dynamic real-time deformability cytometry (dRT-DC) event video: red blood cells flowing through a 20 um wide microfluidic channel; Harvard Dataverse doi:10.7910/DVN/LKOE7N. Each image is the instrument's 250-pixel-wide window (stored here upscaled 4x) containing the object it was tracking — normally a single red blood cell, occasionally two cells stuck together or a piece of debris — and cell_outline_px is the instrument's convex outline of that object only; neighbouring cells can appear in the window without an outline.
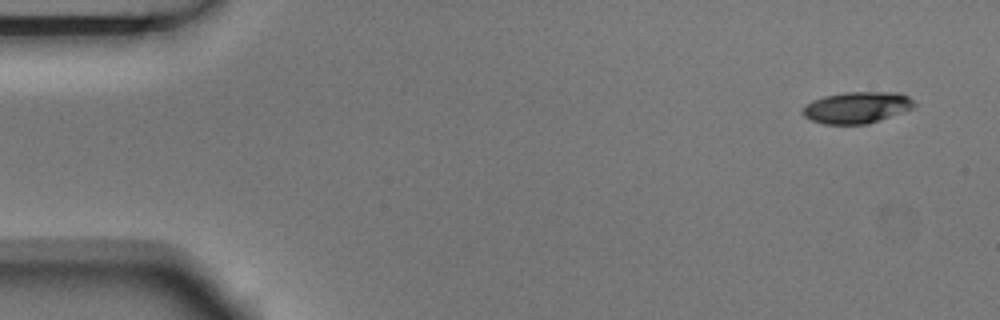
{"species": "Egyptian fruit bat (a non-hibernating species)", "species_latin": "Rousettus aegyptiacus", "temperature_condition": "room temperature", "stored_images_in_passage": 8, "camera_frame_rate_fps": 3000, "um_per_image_px": 0.085, "animal": {"sex": "male"}, "frame": {"image": 1, "passage_image": 1, "time_ms": 0.0, "image_size_px": [1000, 320], "cell_outline_px": [[916, 104], [912, 108], [868, 124], [824, 124], [812, 120], [804, 116], [800, 112], [812, 100], [824, 96], [844, 92], [900, 92], [908, 96]], "centroid_in_image_um": [72.82, 9.13], "position_along_channel_um": 12.2, "area_um2": 20.35}}
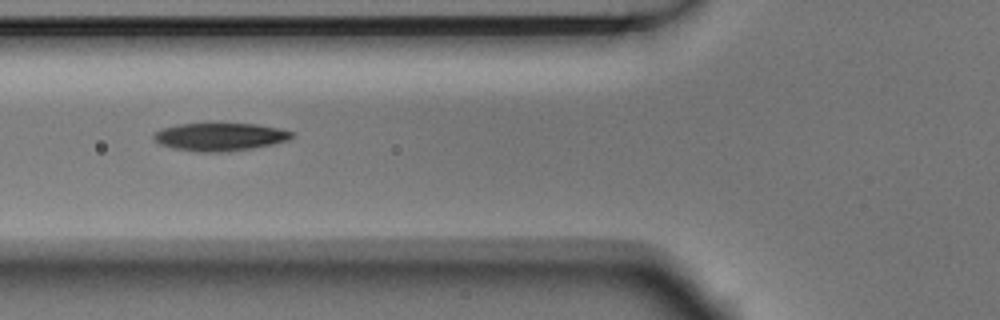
{"frame": {"image": 2, "passage_image": 6, "time_ms": 1.667, "image_size_px": [1000, 320], "cell_outline_px": [[292, 136], [288, 140], [272, 144], [252, 148], [220, 152], [200, 152], [172, 148], [160, 144], [152, 136], [160, 128], [176, 124], [256, 124], [276, 128], [292, 132]], "centroid_in_image_um": [18.64, 11.63], "position_along_channel_um": 107.2, "area_um2": 22.14}}
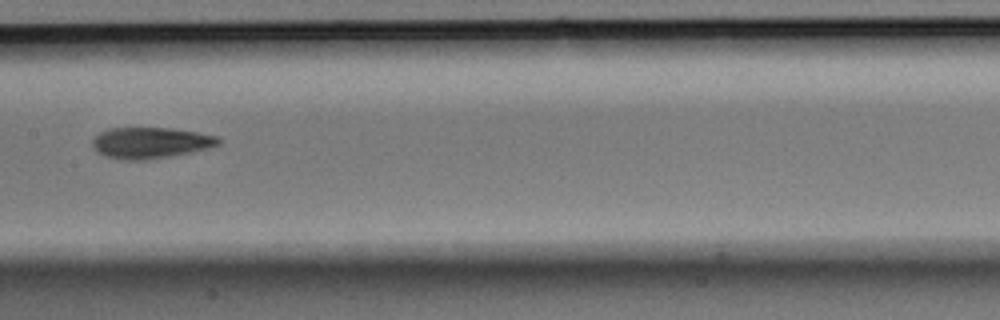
{"frame": {"image": 3, "passage_image": 8, "time_ms": 2.333, "image_size_px": [1000, 320], "cell_outline_px": [[220, 144], [208, 148], [192, 152], [148, 160], [120, 160], [104, 156], [96, 152], [92, 144], [92, 140], [100, 132], [112, 128], [172, 128], [220, 136]], "centroid_in_image_um": [12.79, 12.15], "position_along_channel_um": 194.6, "area_um2": 23.0}}